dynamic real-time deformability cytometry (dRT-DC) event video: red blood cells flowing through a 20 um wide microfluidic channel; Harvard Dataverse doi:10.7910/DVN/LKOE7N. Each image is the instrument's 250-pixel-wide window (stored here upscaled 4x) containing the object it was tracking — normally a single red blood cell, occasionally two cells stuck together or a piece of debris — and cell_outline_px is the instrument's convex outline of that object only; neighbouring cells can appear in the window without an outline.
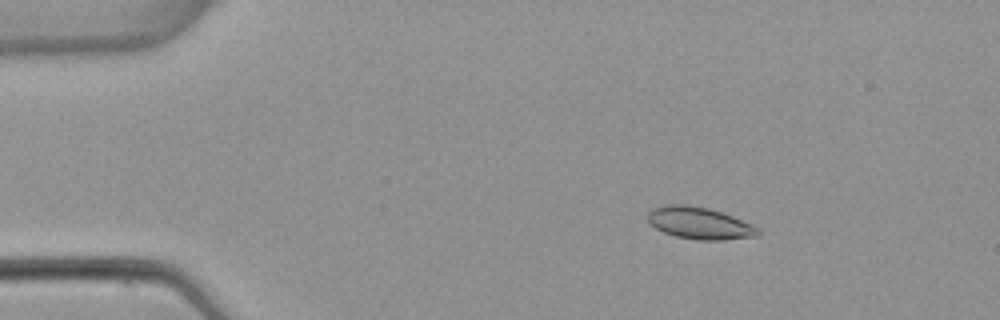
{"species": "common noctule bat (a hibernating species)", "species_latin": "Nyctalus noctula", "temperature_condition": "warm", "stored_images_in_passage": 4, "camera_frame_rate_fps": 3000, "um_per_image_px": 0.085, "animal": {"sex": "female", "body_mass_g": 22.7, "forearm_length_mm": 54.2}, "frame": {"image": 1, "passage_image": 1, "time_ms": 0.0, "image_size_px": [1000, 320], "cell_outline_px": [[760, 236], [724, 240], [700, 240], [676, 236], [664, 232], [648, 224], [648, 212], [652, 208], [668, 204], [684, 204], [708, 208], [732, 216], [752, 224], [760, 228]], "centroid_in_image_um": [59.47, 18.97], "position_along_channel_um": 25.5, "area_um2": 20.63}}
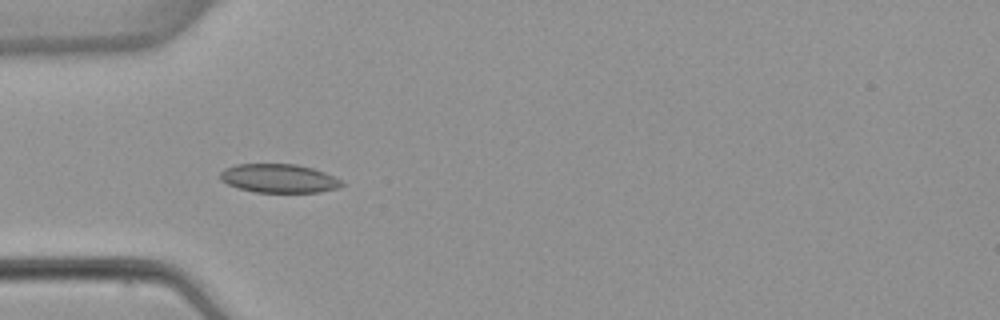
{"frame": {"image": 2, "passage_image": 3, "time_ms": 2.667, "image_size_px": [1000, 320], "cell_outline_px": [[344, 184], [336, 188], [320, 192], [256, 192], [240, 188], [228, 184], [220, 180], [220, 172], [224, 168], [236, 164], [296, 164], [312, 168], [324, 172], [340, 180]], "centroid_in_image_um": [23.67, 15.15], "position_along_channel_um": 61.3, "area_um2": 20.17}}
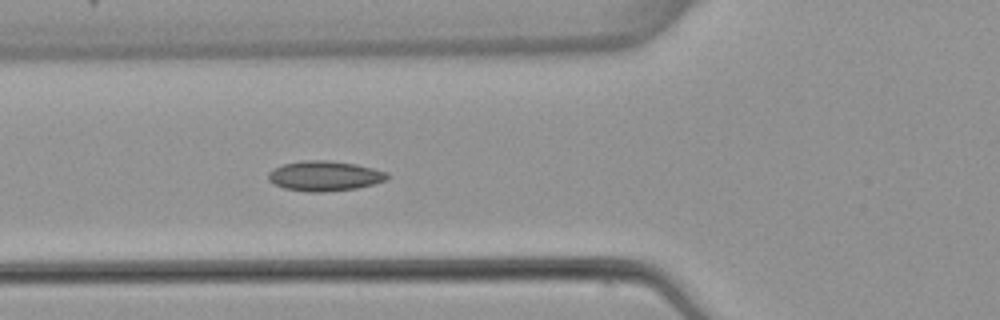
{"frame": {"image": 3, "passage_image": 4, "time_ms": 3.667, "image_size_px": [1000, 320], "cell_outline_px": [[392, 176], [388, 180], [356, 188], [324, 192], [308, 192], [284, 188], [268, 180], [268, 172], [284, 164], [304, 160], [328, 160], [356, 164], [388, 172]], "centroid_in_image_um": [27.64, 14.95], "position_along_channel_um": 98.2, "area_um2": 20.81}}